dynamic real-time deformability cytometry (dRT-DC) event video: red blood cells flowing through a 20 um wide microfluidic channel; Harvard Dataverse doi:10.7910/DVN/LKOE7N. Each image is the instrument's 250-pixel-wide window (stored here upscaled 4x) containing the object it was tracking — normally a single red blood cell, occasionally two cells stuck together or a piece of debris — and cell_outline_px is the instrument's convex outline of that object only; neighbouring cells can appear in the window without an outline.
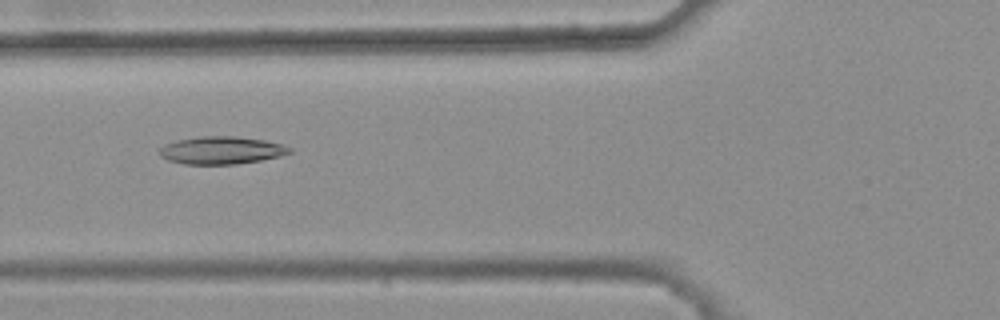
{"species": "common noctule bat (a hibernating species)", "species_latin": "Nyctalus noctula", "temperature_condition": "warm", "stored_images_in_passage": 47, "camera_frame_rate_fps": 3000, "um_per_image_px": 0.085, "animal": {"sex": "female", "body_mass_g": 25.1}, "frame": {"image": 1, "passage_image": 20, "time_ms": 6.333, "image_size_px": [1000, 320], "cell_outline_px": [[292, 152], [280, 156], [260, 160], [236, 164], [184, 164], [168, 160], [160, 156], [160, 148], [164, 144], [176, 140], [200, 136], [236, 136], [264, 140], [284, 144], [292, 148]], "centroid_in_image_um": [18.83, 12.77], "position_along_channel_um": 107.0, "area_um2": 21.04}}
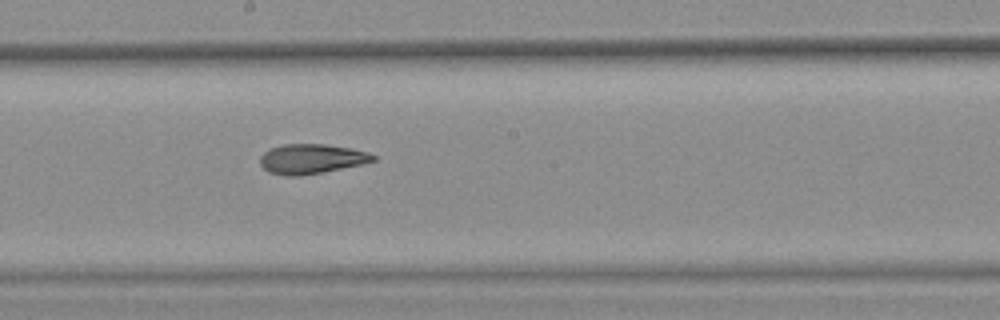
{"frame": {"image": 2, "passage_image": 29, "time_ms": 9.333, "image_size_px": [1000, 320], "cell_outline_px": [[376, 160], [360, 164], [300, 176], [284, 176], [268, 172], [260, 164], [260, 156], [264, 152], [272, 148], [284, 144], [324, 144], [352, 148], [368, 152], [376, 156]], "centroid_in_image_um": [26.45, 13.5], "position_along_channel_um": 221.8, "area_um2": 19.42}}
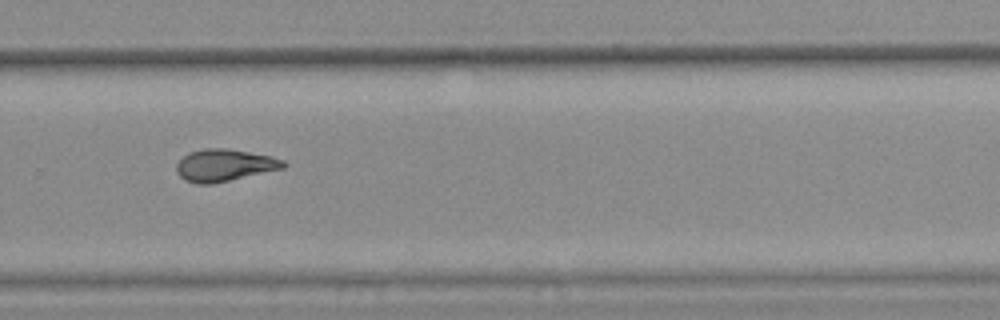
{"frame": {"image": 3, "passage_image": 36, "time_ms": 11.667, "image_size_px": [1000, 320], "cell_outline_px": [[288, 164], [284, 168], [212, 184], [196, 184], [184, 180], [176, 172], [176, 164], [188, 152], [204, 148], [224, 148], [272, 156], [284, 160]], "centroid_in_image_um": [19.06, 14.05], "position_along_channel_um": 310.7, "area_um2": 20.06}, "authors_computed_cell_mechanics": {"area_um2": 20.0566, "velocity_mm_per_s": 3.8221, "shape_relaxation_time_tau1_ms": null, "shape_relaxation_time_tau2_ms": 3.897, "deformation_change_tau1": null, "deformation_change_tau2": 0.1156}}